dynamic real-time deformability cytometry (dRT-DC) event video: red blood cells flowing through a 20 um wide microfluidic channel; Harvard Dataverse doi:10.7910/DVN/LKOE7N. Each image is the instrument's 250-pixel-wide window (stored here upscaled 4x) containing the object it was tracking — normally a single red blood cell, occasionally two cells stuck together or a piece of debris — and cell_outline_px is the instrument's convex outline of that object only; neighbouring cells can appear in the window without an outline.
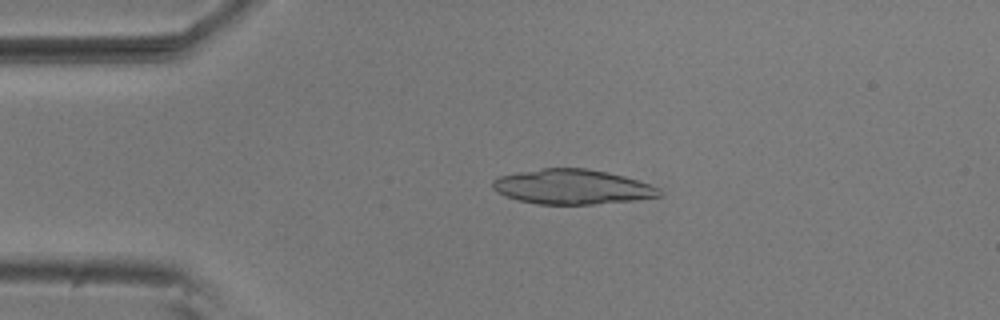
{"species": "common noctule bat (a hibernating species)", "species_latin": "Nyctalus noctula", "temperature_condition": "room temperature", "stored_images_in_passage": 53, "camera_frame_rate_fps": 3000, "um_per_image_px": 0.085, "animal": {"sex": "male", "body_mass_g": 20.5, "forearm_length_mm": 52.5}, "frame": {"image": 1, "passage_image": 11, "time_ms": 3.333, "image_size_px": [1000, 320], "cell_outline_px": [[660, 196], [636, 200], [592, 204], [536, 204], [520, 200], [496, 192], [492, 188], [492, 180], [496, 176], [516, 172], [540, 168], [588, 168], [608, 172], [624, 176], [660, 188]], "centroid_in_image_um": [48.6, 15.87], "position_along_channel_um": 36.4, "area_um2": 33.87}}